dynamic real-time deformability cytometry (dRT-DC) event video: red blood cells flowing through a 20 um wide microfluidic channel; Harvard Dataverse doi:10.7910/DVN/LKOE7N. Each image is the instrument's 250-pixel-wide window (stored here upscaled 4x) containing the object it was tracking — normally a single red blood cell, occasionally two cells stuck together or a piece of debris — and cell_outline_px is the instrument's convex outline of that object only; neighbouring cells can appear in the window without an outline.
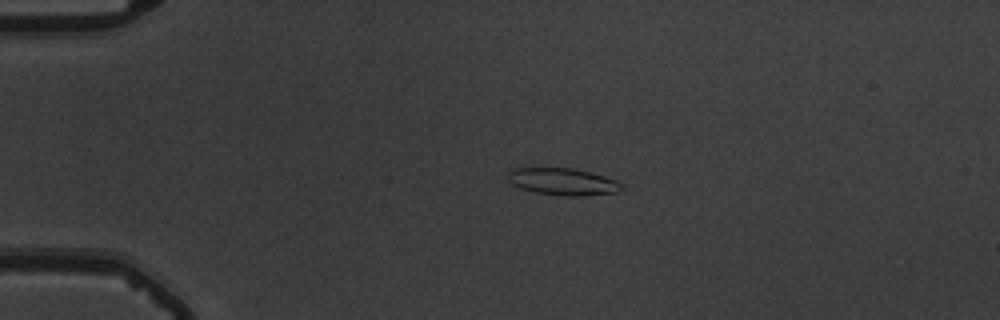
{"species": "common noctule bat (a hibernating species)", "species_latin": "Nyctalus noctula", "temperature_condition": "warm", "stored_images_in_passage": 55, "camera_frame_rate_fps": 3000, "um_per_image_px": 0.085, "animal": {"sex": "male", "body_mass_g": 19.5, "forearm_length_mm": 54.6}, "frame": {"image": 1, "passage_image": 13, "time_ms": 4.0, "image_size_px": [1000, 320], "cell_outline_px": [[624, 188], [616, 192], [580, 196], [564, 196], [536, 192], [520, 188], [512, 184], [508, 180], [508, 172], [512, 168], [572, 168], [604, 176], [616, 180], [624, 184]], "centroid_in_image_um": [47.84, 15.44], "position_along_channel_um": 37.2, "area_um2": 17.86}}
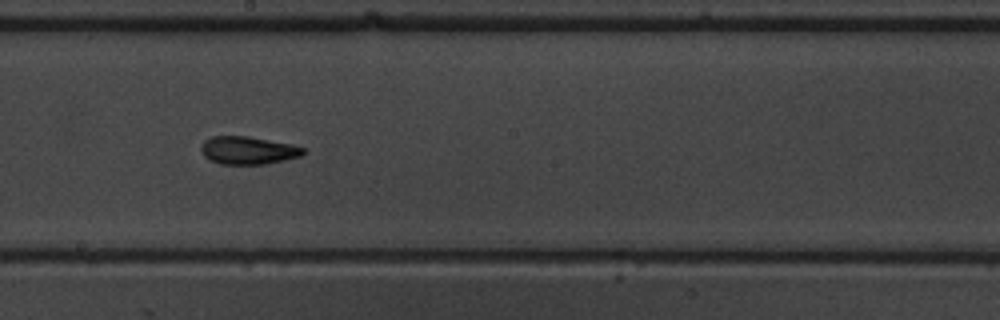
{"frame": {"image": 2, "passage_image": 32, "time_ms": 10.333, "image_size_px": [1000, 320], "cell_outline_px": [[304, 152], [300, 156], [284, 160], [264, 164], [220, 164], [208, 160], [204, 156], [200, 148], [204, 140], [212, 136], [248, 136], [292, 144], [304, 148]], "centroid_in_image_um": [21.04, 12.78], "position_along_channel_um": 227.2, "area_um2": 16.59}}
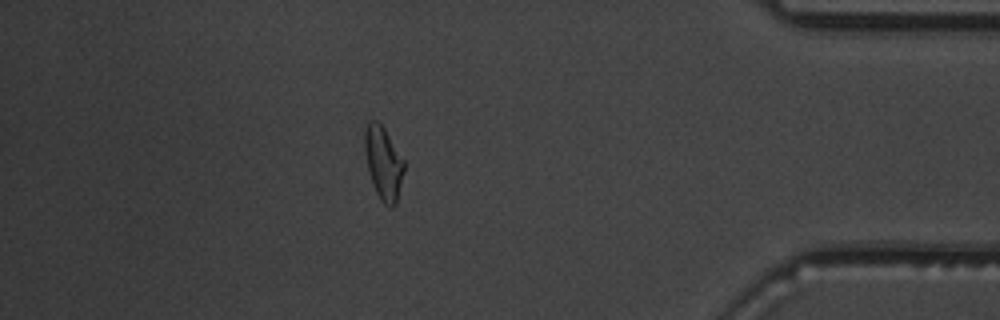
{"frame": {"image": 3, "passage_image": 49, "time_ms": 16.0, "image_size_px": [1000, 320], "cell_outline_px": [[404, 172], [396, 204], [392, 208], [384, 204], [380, 200], [372, 184], [368, 172], [364, 152], [364, 132], [368, 120], [376, 120], [384, 128], [404, 160]], "centroid_in_image_um": [32.57, 13.86], "position_along_channel_um": 402.6, "area_um2": 16.94}, "authors_computed_cell_mechanics": {"area_um2": 16.9932, "velocity_mm_per_s": 3.7135, "shape_relaxation_time_tau1_ms": 10.0064, "shape_relaxation_time_tau2_ms": 2.3508, "deformation_change_tau1": 0.2617, "deformation_change_tau2": 0.0897}}